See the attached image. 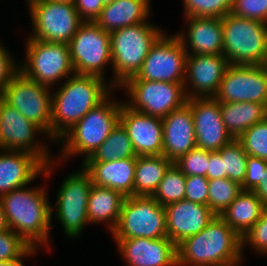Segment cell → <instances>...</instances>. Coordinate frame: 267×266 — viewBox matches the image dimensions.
<instances>
[{"instance_id":"cell-1","label":"cell","mask_w":267,"mask_h":266,"mask_svg":"<svg viewBox=\"0 0 267 266\" xmlns=\"http://www.w3.org/2000/svg\"><path fill=\"white\" fill-rule=\"evenodd\" d=\"M12 190L0 197L9 229L35 249L52 251L51 202L44 184Z\"/></svg>"},{"instance_id":"cell-2","label":"cell","mask_w":267,"mask_h":266,"mask_svg":"<svg viewBox=\"0 0 267 266\" xmlns=\"http://www.w3.org/2000/svg\"><path fill=\"white\" fill-rule=\"evenodd\" d=\"M58 87V89H57ZM52 88L51 141H57L115 88L101 77L74 74Z\"/></svg>"},{"instance_id":"cell-3","label":"cell","mask_w":267,"mask_h":266,"mask_svg":"<svg viewBox=\"0 0 267 266\" xmlns=\"http://www.w3.org/2000/svg\"><path fill=\"white\" fill-rule=\"evenodd\" d=\"M176 251L177 266H238L245 261L242 238L219 215L178 243Z\"/></svg>"},{"instance_id":"cell-4","label":"cell","mask_w":267,"mask_h":266,"mask_svg":"<svg viewBox=\"0 0 267 266\" xmlns=\"http://www.w3.org/2000/svg\"><path fill=\"white\" fill-rule=\"evenodd\" d=\"M117 90L114 89L57 141L56 145H60L58 157L55 156L57 161L62 164L67 162V159L71 161L74 157L82 156V164L107 139L119 123L120 110L124 102L118 97H113Z\"/></svg>"},{"instance_id":"cell-5","label":"cell","mask_w":267,"mask_h":266,"mask_svg":"<svg viewBox=\"0 0 267 266\" xmlns=\"http://www.w3.org/2000/svg\"><path fill=\"white\" fill-rule=\"evenodd\" d=\"M147 22L123 27L110 32L112 76L109 83L118 89L136 76L155 42L166 32Z\"/></svg>"},{"instance_id":"cell-6","label":"cell","mask_w":267,"mask_h":266,"mask_svg":"<svg viewBox=\"0 0 267 266\" xmlns=\"http://www.w3.org/2000/svg\"><path fill=\"white\" fill-rule=\"evenodd\" d=\"M79 166V170L72 171L62 179L55 193V201L51 204V221L60 223L65 237L72 241L83 235L84 229L90 226L87 208L93 184L90 174L82 165Z\"/></svg>"},{"instance_id":"cell-7","label":"cell","mask_w":267,"mask_h":266,"mask_svg":"<svg viewBox=\"0 0 267 266\" xmlns=\"http://www.w3.org/2000/svg\"><path fill=\"white\" fill-rule=\"evenodd\" d=\"M221 19L223 55L228 63L267 65V24L231 13Z\"/></svg>"},{"instance_id":"cell-8","label":"cell","mask_w":267,"mask_h":266,"mask_svg":"<svg viewBox=\"0 0 267 266\" xmlns=\"http://www.w3.org/2000/svg\"><path fill=\"white\" fill-rule=\"evenodd\" d=\"M20 71L29 79L50 88L75 74L67 43L45 42L27 37Z\"/></svg>"},{"instance_id":"cell-9","label":"cell","mask_w":267,"mask_h":266,"mask_svg":"<svg viewBox=\"0 0 267 266\" xmlns=\"http://www.w3.org/2000/svg\"><path fill=\"white\" fill-rule=\"evenodd\" d=\"M113 239H159L167 237L166 212L152 196H127L115 229Z\"/></svg>"},{"instance_id":"cell-10","label":"cell","mask_w":267,"mask_h":266,"mask_svg":"<svg viewBox=\"0 0 267 266\" xmlns=\"http://www.w3.org/2000/svg\"><path fill=\"white\" fill-rule=\"evenodd\" d=\"M75 74L93 75L108 81L105 72L112 67L110 33L94 21H83L68 43Z\"/></svg>"},{"instance_id":"cell-11","label":"cell","mask_w":267,"mask_h":266,"mask_svg":"<svg viewBox=\"0 0 267 266\" xmlns=\"http://www.w3.org/2000/svg\"><path fill=\"white\" fill-rule=\"evenodd\" d=\"M118 90L125 91L124 103L134 111L163 118L187 103L184 83L127 80Z\"/></svg>"},{"instance_id":"cell-12","label":"cell","mask_w":267,"mask_h":266,"mask_svg":"<svg viewBox=\"0 0 267 266\" xmlns=\"http://www.w3.org/2000/svg\"><path fill=\"white\" fill-rule=\"evenodd\" d=\"M27 8L32 25L27 36L32 39L68 44L83 22L71 3L37 0Z\"/></svg>"},{"instance_id":"cell-13","label":"cell","mask_w":267,"mask_h":266,"mask_svg":"<svg viewBox=\"0 0 267 266\" xmlns=\"http://www.w3.org/2000/svg\"><path fill=\"white\" fill-rule=\"evenodd\" d=\"M49 143L54 142L0 97V149L29 152L46 165L55 159L50 153Z\"/></svg>"},{"instance_id":"cell-14","label":"cell","mask_w":267,"mask_h":266,"mask_svg":"<svg viewBox=\"0 0 267 266\" xmlns=\"http://www.w3.org/2000/svg\"><path fill=\"white\" fill-rule=\"evenodd\" d=\"M0 97L51 139L52 88L19 71Z\"/></svg>"},{"instance_id":"cell-15","label":"cell","mask_w":267,"mask_h":266,"mask_svg":"<svg viewBox=\"0 0 267 266\" xmlns=\"http://www.w3.org/2000/svg\"><path fill=\"white\" fill-rule=\"evenodd\" d=\"M187 52L179 38L166 31L151 47L139 72L128 80L184 83Z\"/></svg>"},{"instance_id":"cell-16","label":"cell","mask_w":267,"mask_h":266,"mask_svg":"<svg viewBox=\"0 0 267 266\" xmlns=\"http://www.w3.org/2000/svg\"><path fill=\"white\" fill-rule=\"evenodd\" d=\"M214 98L219 102H254L267 106V65L229 64Z\"/></svg>"},{"instance_id":"cell-17","label":"cell","mask_w":267,"mask_h":266,"mask_svg":"<svg viewBox=\"0 0 267 266\" xmlns=\"http://www.w3.org/2000/svg\"><path fill=\"white\" fill-rule=\"evenodd\" d=\"M61 163L56 159L44 164L37 156L25 152L0 149V197L34 183L37 178H51Z\"/></svg>"},{"instance_id":"cell-18","label":"cell","mask_w":267,"mask_h":266,"mask_svg":"<svg viewBox=\"0 0 267 266\" xmlns=\"http://www.w3.org/2000/svg\"><path fill=\"white\" fill-rule=\"evenodd\" d=\"M186 104L193 114L196 147L219 151L234 139L225 128L220 103L214 97L192 98Z\"/></svg>"},{"instance_id":"cell-19","label":"cell","mask_w":267,"mask_h":266,"mask_svg":"<svg viewBox=\"0 0 267 266\" xmlns=\"http://www.w3.org/2000/svg\"><path fill=\"white\" fill-rule=\"evenodd\" d=\"M229 63L224 55H187L184 82L188 99L214 97Z\"/></svg>"},{"instance_id":"cell-20","label":"cell","mask_w":267,"mask_h":266,"mask_svg":"<svg viewBox=\"0 0 267 266\" xmlns=\"http://www.w3.org/2000/svg\"><path fill=\"white\" fill-rule=\"evenodd\" d=\"M113 240L125 266H177L176 245L168 237Z\"/></svg>"},{"instance_id":"cell-21","label":"cell","mask_w":267,"mask_h":266,"mask_svg":"<svg viewBox=\"0 0 267 266\" xmlns=\"http://www.w3.org/2000/svg\"><path fill=\"white\" fill-rule=\"evenodd\" d=\"M119 123L126 130L137 156L163 155L162 118L134 111L123 102Z\"/></svg>"},{"instance_id":"cell-22","label":"cell","mask_w":267,"mask_h":266,"mask_svg":"<svg viewBox=\"0 0 267 266\" xmlns=\"http://www.w3.org/2000/svg\"><path fill=\"white\" fill-rule=\"evenodd\" d=\"M183 20L186 28L182 27L174 34L181 41L187 55H223L221 18L190 16Z\"/></svg>"},{"instance_id":"cell-23","label":"cell","mask_w":267,"mask_h":266,"mask_svg":"<svg viewBox=\"0 0 267 266\" xmlns=\"http://www.w3.org/2000/svg\"><path fill=\"white\" fill-rule=\"evenodd\" d=\"M164 208L167 237L175 245L199 233L216 216L208 206L185 199Z\"/></svg>"},{"instance_id":"cell-24","label":"cell","mask_w":267,"mask_h":266,"mask_svg":"<svg viewBox=\"0 0 267 266\" xmlns=\"http://www.w3.org/2000/svg\"><path fill=\"white\" fill-rule=\"evenodd\" d=\"M163 156L172 163L196 147L191 108L185 104L162 118Z\"/></svg>"},{"instance_id":"cell-25","label":"cell","mask_w":267,"mask_h":266,"mask_svg":"<svg viewBox=\"0 0 267 266\" xmlns=\"http://www.w3.org/2000/svg\"><path fill=\"white\" fill-rule=\"evenodd\" d=\"M82 167L90 174L92 184L134 196L136 158L107 162H84Z\"/></svg>"},{"instance_id":"cell-26","label":"cell","mask_w":267,"mask_h":266,"mask_svg":"<svg viewBox=\"0 0 267 266\" xmlns=\"http://www.w3.org/2000/svg\"><path fill=\"white\" fill-rule=\"evenodd\" d=\"M151 0H115L104 4L94 21L107 32L147 22L152 16Z\"/></svg>"},{"instance_id":"cell-27","label":"cell","mask_w":267,"mask_h":266,"mask_svg":"<svg viewBox=\"0 0 267 266\" xmlns=\"http://www.w3.org/2000/svg\"><path fill=\"white\" fill-rule=\"evenodd\" d=\"M124 199L119 191L92 185L87 208L90 225L106 224V230L111 234L118 223Z\"/></svg>"},{"instance_id":"cell-28","label":"cell","mask_w":267,"mask_h":266,"mask_svg":"<svg viewBox=\"0 0 267 266\" xmlns=\"http://www.w3.org/2000/svg\"><path fill=\"white\" fill-rule=\"evenodd\" d=\"M266 209L253 191L243 190L219 216L242 238Z\"/></svg>"},{"instance_id":"cell-29","label":"cell","mask_w":267,"mask_h":266,"mask_svg":"<svg viewBox=\"0 0 267 266\" xmlns=\"http://www.w3.org/2000/svg\"><path fill=\"white\" fill-rule=\"evenodd\" d=\"M220 110L225 128L234 139L267 118V106L260 103L223 102Z\"/></svg>"},{"instance_id":"cell-30","label":"cell","mask_w":267,"mask_h":266,"mask_svg":"<svg viewBox=\"0 0 267 266\" xmlns=\"http://www.w3.org/2000/svg\"><path fill=\"white\" fill-rule=\"evenodd\" d=\"M171 164L163 155L137 156L134 196H152Z\"/></svg>"},{"instance_id":"cell-31","label":"cell","mask_w":267,"mask_h":266,"mask_svg":"<svg viewBox=\"0 0 267 266\" xmlns=\"http://www.w3.org/2000/svg\"><path fill=\"white\" fill-rule=\"evenodd\" d=\"M136 157L137 155L126 130L118 123L107 139L85 162H107Z\"/></svg>"},{"instance_id":"cell-32","label":"cell","mask_w":267,"mask_h":266,"mask_svg":"<svg viewBox=\"0 0 267 266\" xmlns=\"http://www.w3.org/2000/svg\"><path fill=\"white\" fill-rule=\"evenodd\" d=\"M186 176L172 163L152 197L163 207L185 198Z\"/></svg>"},{"instance_id":"cell-33","label":"cell","mask_w":267,"mask_h":266,"mask_svg":"<svg viewBox=\"0 0 267 266\" xmlns=\"http://www.w3.org/2000/svg\"><path fill=\"white\" fill-rule=\"evenodd\" d=\"M218 152L223 161L224 178H229L242 185L246 177L248 157L242 144L237 139H233Z\"/></svg>"},{"instance_id":"cell-34","label":"cell","mask_w":267,"mask_h":266,"mask_svg":"<svg viewBox=\"0 0 267 266\" xmlns=\"http://www.w3.org/2000/svg\"><path fill=\"white\" fill-rule=\"evenodd\" d=\"M208 187V207L216 215H220L243 191L238 182L229 178L211 179Z\"/></svg>"},{"instance_id":"cell-35","label":"cell","mask_w":267,"mask_h":266,"mask_svg":"<svg viewBox=\"0 0 267 266\" xmlns=\"http://www.w3.org/2000/svg\"><path fill=\"white\" fill-rule=\"evenodd\" d=\"M183 18H222L231 13L234 0H182Z\"/></svg>"},{"instance_id":"cell-36","label":"cell","mask_w":267,"mask_h":266,"mask_svg":"<svg viewBox=\"0 0 267 266\" xmlns=\"http://www.w3.org/2000/svg\"><path fill=\"white\" fill-rule=\"evenodd\" d=\"M237 140L247 155L267 161V118L251 126Z\"/></svg>"},{"instance_id":"cell-37","label":"cell","mask_w":267,"mask_h":266,"mask_svg":"<svg viewBox=\"0 0 267 266\" xmlns=\"http://www.w3.org/2000/svg\"><path fill=\"white\" fill-rule=\"evenodd\" d=\"M209 151L195 147L174 164L185 176H204L208 171Z\"/></svg>"},{"instance_id":"cell-38","label":"cell","mask_w":267,"mask_h":266,"mask_svg":"<svg viewBox=\"0 0 267 266\" xmlns=\"http://www.w3.org/2000/svg\"><path fill=\"white\" fill-rule=\"evenodd\" d=\"M246 246L250 250L261 255L267 256V209L261 214L260 219L252 226V228L242 237V254L245 258Z\"/></svg>"},{"instance_id":"cell-39","label":"cell","mask_w":267,"mask_h":266,"mask_svg":"<svg viewBox=\"0 0 267 266\" xmlns=\"http://www.w3.org/2000/svg\"><path fill=\"white\" fill-rule=\"evenodd\" d=\"M30 248L13 230L0 232V261L20 259Z\"/></svg>"},{"instance_id":"cell-40","label":"cell","mask_w":267,"mask_h":266,"mask_svg":"<svg viewBox=\"0 0 267 266\" xmlns=\"http://www.w3.org/2000/svg\"><path fill=\"white\" fill-rule=\"evenodd\" d=\"M231 14L267 24V0H234Z\"/></svg>"},{"instance_id":"cell-41","label":"cell","mask_w":267,"mask_h":266,"mask_svg":"<svg viewBox=\"0 0 267 266\" xmlns=\"http://www.w3.org/2000/svg\"><path fill=\"white\" fill-rule=\"evenodd\" d=\"M3 44L4 42L0 39V96L12 78L20 71L18 59H14L15 55Z\"/></svg>"},{"instance_id":"cell-42","label":"cell","mask_w":267,"mask_h":266,"mask_svg":"<svg viewBox=\"0 0 267 266\" xmlns=\"http://www.w3.org/2000/svg\"><path fill=\"white\" fill-rule=\"evenodd\" d=\"M208 183L204 176H186L184 199L208 206Z\"/></svg>"},{"instance_id":"cell-43","label":"cell","mask_w":267,"mask_h":266,"mask_svg":"<svg viewBox=\"0 0 267 266\" xmlns=\"http://www.w3.org/2000/svg\"><path fill=\"white\" fill-rule=\"evenodd\" d=\"M246 166V177L241 187L242 190L253 191L262 182V177L267 169V161L248 155Z\"/></svg>"},{"instance_id":"cell-44","label":"cell","mask_w":267,"mask_h":266,"mask_svg":"<svg viewBox=\"0 0 267 266\" xmlns=\"http://www.w3.org/2000/svg\"><path fill=\"white\" fill-rule=\"evenodd\" d=\"M74 7L82 21H95L104 7L102 0H75Z\"/></svg>"},{"instance_id":"cell-45","label":"cell","mask_w":267,"mask_h":266,"mask_svg":"<svg viewBox=\"0 0 267 266\" xmlns=\"http://www.w3.org/2000/svg\"><path fill=\"white\" fill-rule=\"evenodd\" d=\"M206 178L208 180L224 178L223 161L221 154L218 151H209V162Z\"/></svg>"},{"instance_id":"cell-46","label":"cell","mask_w":267,"mask_h":266,"mask_svg":"<svg viewBox=\"0 0 267 266\" xmlns=\"http://www.w3.org/2000/svg\"><path fill=\"white\" fill-rule=\"evenodd\" d=\"M256 196L261 200L263 205L267 208V169L262 177V182L257 188L253 190Z\"/></svg>"},{"instance_id":"cell-47","label":"cell","mask_w":267,"mask_h":266,"mask_svg":"<svg viewBox=\"0 0 267 266\" xmlns=\"http://www.w3.org/2000/svg\"><path fill=\"white\" fill-rule=\"evenodd\" d=\"M38 251V249L31 247L20 259L0 261V266H26V264L24 265V259H28L27 257L31 258Z\"/></svg>"},{"instance_id":"cell-48","label":"cell","mask_w":267,"mask_h":266,"mask_svg":"<svg viewBox=\"0 0 267 266\" xmlns=\"http://www.w3.org/2000/svg\"><path fill=\"white\" fill-rule=\"evenodd\" d=\"M9 229L6 216L4 214L1 201H0V232H4Z\"/></svg>"},{"instance_id":"cell-49","label":"cell","mask_w":267,"mask_h":266,"mask_svg":"<svg viewBox=\"0 0 267 266\" xmlns=\"http://www.w3.org/2000/svg\"><path fill=\"white\" fill-rule=\"evenodd\" d=\"M51 1H54V2H61V3H71V4H74V1H75V0H51Z\"/></svg>"},{"instance_id":"cell-50","label":"cell","mask_w":267,"mask_h":266,"mask_svg":"<svg viewBox=\"0 0 267 266\" xmlns=\"http://www.w3.org/2000/svg\"><path fill=\"white\" fill-rule=\"evenodd\" d=\"M113 1H115V0H102V2H103L104 4L112 3Z\"/></svg>"},{"instance_id":"cell-51","label":"cell","mask_w":267,"mask_h":266,"mask_svg":"<svg viewBox=\"0 0 267 266\" xmlns=\"http://www.w3.org/2000/svg\"><path fill=\"white\" fill-rule=\"evenodd\" d=\"M24 1H26V5H28L29 3L37 1V0H24Z\"/></svg>"}]
</instances>
